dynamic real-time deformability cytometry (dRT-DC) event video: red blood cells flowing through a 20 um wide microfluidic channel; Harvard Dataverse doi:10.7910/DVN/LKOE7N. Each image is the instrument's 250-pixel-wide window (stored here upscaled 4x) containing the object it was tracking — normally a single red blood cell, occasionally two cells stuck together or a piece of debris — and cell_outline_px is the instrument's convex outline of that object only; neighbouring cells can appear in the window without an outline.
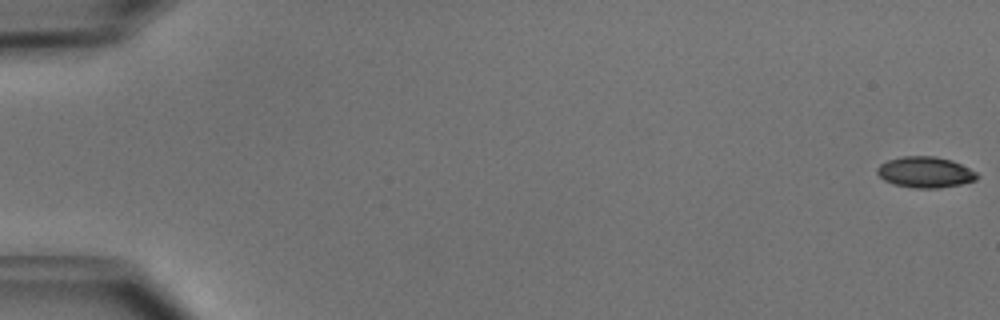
{"species": "common noctule bat (a hibernating species)", "species_latin": "Nyctalus noctula", "temperature_condition": "cold", "stored_images_in_passage": 13, "camera_frame_rate_fps": 3000, "um_per_image_px": 0.085, "animal": {"sex": "male", "body_mass_g": 15.6}, "frame": {"image": 1, "passage_image": 1, "time_ms": 0.0, "image_size_px": [1000, 320], "cell_outline_px": [[980, 176], [976, 180], [960, 184], [940, 188], [916, 188], [892, 184], [884, 180], [876, 172], [876, 168], [880, 164], [888, 160], [900, 156], [936, 156], [952, 160], [976, 172]], "centroid_in_image_um": [78.63, 14.63], "position_along_channel_um": 6.4, "area_um2": 18.09}}